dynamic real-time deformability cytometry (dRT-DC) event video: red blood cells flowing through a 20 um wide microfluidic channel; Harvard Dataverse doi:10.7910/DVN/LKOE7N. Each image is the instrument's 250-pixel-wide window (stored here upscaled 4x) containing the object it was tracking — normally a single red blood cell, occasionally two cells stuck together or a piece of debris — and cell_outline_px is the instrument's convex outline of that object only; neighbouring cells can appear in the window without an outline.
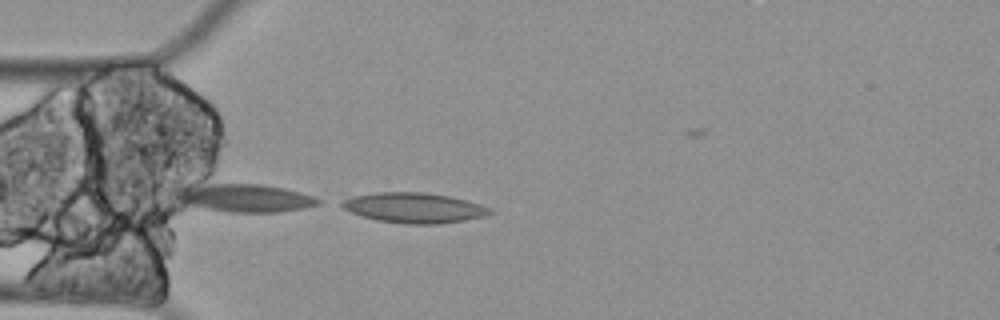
{"species": "Egyptian fruit bat (a non-hibernating species)", "species_latin": "Rousettus aegyptiacus", "temperature_condition": "cold", "stored_images_in_passage": 6, "camera_frame_rate_fps": 3000, "um_per_image_px": 0.085, "animal": {"sex": "female"}, "frame": {"image": 1, "passage_image": 6, "time_ms": 1.667, "image_size_px": [1000, 320], "cell_outline_px": [[496, 212], [484, 216], [464, 220], [440, 224], [404, 224], [376, 220], [360, 216], [336, 204], [352, 196], [376, 192], [424, 192], [448, 196], [480, 204], [492, 208]], "centroid_in_image_um": [35.18, 17.67], "position_along_channel_um": 49.8, "area_um2": 26.18}}